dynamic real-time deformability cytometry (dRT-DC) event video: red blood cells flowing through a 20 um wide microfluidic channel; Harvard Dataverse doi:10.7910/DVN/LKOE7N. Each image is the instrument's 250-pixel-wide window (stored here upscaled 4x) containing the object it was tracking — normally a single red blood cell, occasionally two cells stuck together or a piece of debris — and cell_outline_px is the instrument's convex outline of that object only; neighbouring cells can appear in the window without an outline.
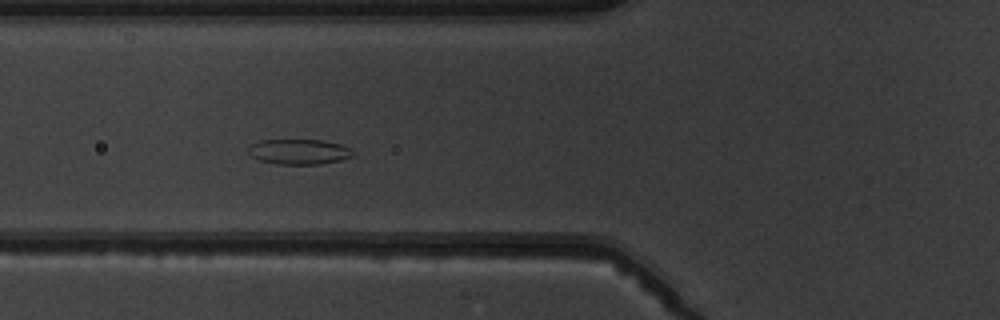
{"species": "common noctule bat (a hibernating species)", "species_latin": "Nyctalus noctula", "temperature_condition": "warm", "stored_images_in_passage": 8, "camera_frame_rate_fps": 3000, "um_per_image_px": 0.085, "animal": {"sex": "male", "body_mass_g": 19.5, "forearm_length_mm": 54.6}, "frame": {"image": 1, "passage_image": 7, "time_ms": 7.667, "image_size_px": [1000, 320], "cell_outline_px": [[352, 156], [340, 160], [320, 164], [276, 164], [260, 160], [252, 156], [248, 152], [248, 148], [252, 144], [260, 140], [320, 140], [340, 144], [352, 148]], "centroid_in_image_um": [25.41, 12.89], "position_along_channel_um": 100.4, "area_um2": 15.26}}